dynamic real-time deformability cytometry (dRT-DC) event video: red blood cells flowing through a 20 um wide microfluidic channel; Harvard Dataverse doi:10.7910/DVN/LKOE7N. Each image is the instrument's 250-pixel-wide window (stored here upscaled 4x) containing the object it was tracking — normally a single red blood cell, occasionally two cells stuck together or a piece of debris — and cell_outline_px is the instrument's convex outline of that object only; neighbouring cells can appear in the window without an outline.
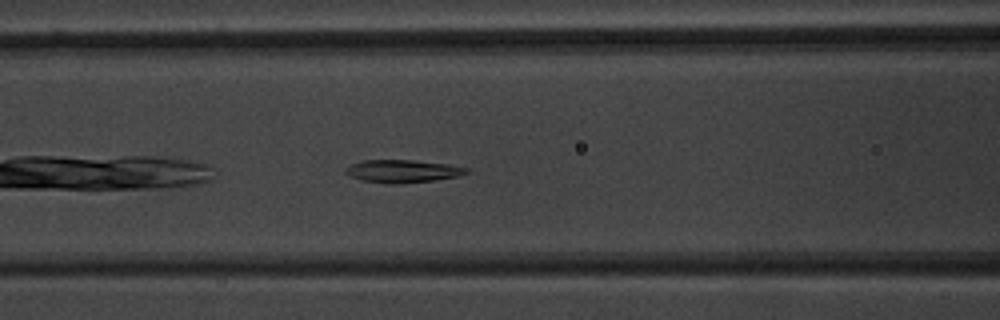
{"species": "common noctule bat (a hibernating species)", "species_latin": "Nyctalus noctula", "temperature_condition": "warm", "stored_images_in_passage": 28, "camera_frame_rate_fps": 3000, "um_per_image_px": 0.085, "animal": {"sex": "male", "body_mass_g": 20.1, "forearm_length_mm": 53.5}, "frame": {"image": 1, "passage_image": 6, "time_ms": 1.667, "image_size_px": [1000, 320], "cell_outline_px": [[468, 172], [460, 176], [404, 184], [392, 184], [360, 180], [348, 176], [344, 172], [344, 168], [352, 164], [364, 160], [412, 160], [448, 164], [468, 168]], "centroid_in_image_um": [34.18, 14.55], "position_along_channel_um": 132.4, "area_um2": 16.13}}
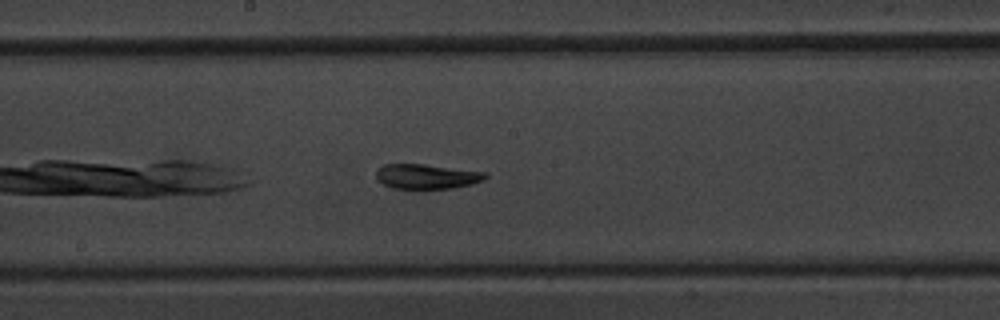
{"frame": {"image": 2, "passage_image": 12, "time_ms": 3.667, "image_size_px": [1000, 320], "cell_outline_px": [[488, 176], [484, 180], [472, 184], [452, 188], [424, 192], [416, 192], [392, 188], [384, 184], [376, 176], [376, 168], [384, 164], [424, 164], [488, 172]], "centroid_in_image_um": [36.27, 15.05], "position_along_channel_um": 211.9, "area_um2": 16.76}}
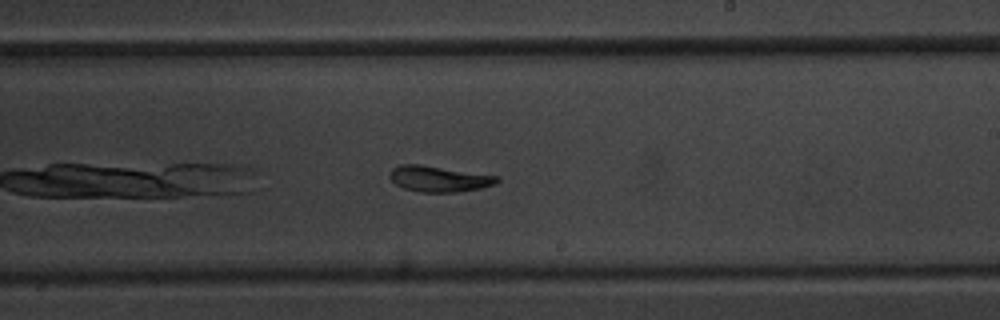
{"frame": {"image": 3, "passage_image": 15, "time_ms": 4.667, "image_size_px": [1000, 320], "cell_outline_px": [[500, 180], [496, 184], [480, 188], [456, 192], [420, 192], [404, 188], [396, 184], [388, 176], [388, 172], [392, 168], [400, 164], [420, 164], [500, 176]], "centroid_in_image_um": [37.31, 15.19], "position_along_channel_um": 251.7, "area_um2": 16.3}, "authors_computed_cell_mechanics": {"area_um2": 16.0973, "velocity_mm_per_s": 3.9859, "shape_relaxation_time_tau1_ms": 2.9925, "shape_relaxation_time_tau2_ms": 3.2129, "deformation_change_tau1": 0.1322, "deformation_change_tau2": 0.0606}}